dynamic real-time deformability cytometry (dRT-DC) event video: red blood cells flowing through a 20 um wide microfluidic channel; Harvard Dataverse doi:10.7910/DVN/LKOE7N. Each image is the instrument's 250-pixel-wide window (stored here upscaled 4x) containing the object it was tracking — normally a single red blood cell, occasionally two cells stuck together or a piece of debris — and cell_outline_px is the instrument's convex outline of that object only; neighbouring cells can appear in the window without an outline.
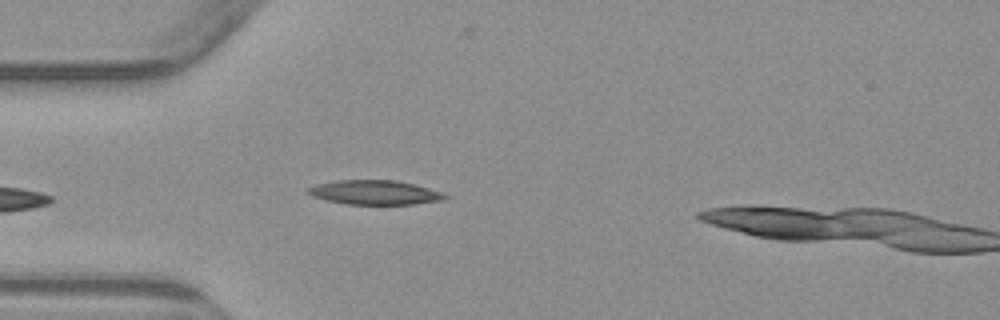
{"species": "common noctule bat (a hibernating species)", "species_latin": "Nyctalus noctula", "temperature_condition": "warm", "stored_images_in_passage": 4, "camera_frame_rate_fps": 3000, "um_per_image_px": 0.085, "animal": {"sex": "male", "body_mass_g": 23.1, "forearm_length_mm": 52.7}, "frame": {"image": 1, "passage_image": 3, "time_ms": 3.0, "image_size_px": [1000, 320], "cell_outline_px": [[452, 196], [444, 200], [412, 204], [344, 204], [312, 196], [304, 192], [308, 188], [316, 184], [336, 180], [396, 180], [428, 188]], "centroid_in_image_um": [31.84, 16.36], "position_along_channel_um": 53.2, "area_um2": 19.42}}